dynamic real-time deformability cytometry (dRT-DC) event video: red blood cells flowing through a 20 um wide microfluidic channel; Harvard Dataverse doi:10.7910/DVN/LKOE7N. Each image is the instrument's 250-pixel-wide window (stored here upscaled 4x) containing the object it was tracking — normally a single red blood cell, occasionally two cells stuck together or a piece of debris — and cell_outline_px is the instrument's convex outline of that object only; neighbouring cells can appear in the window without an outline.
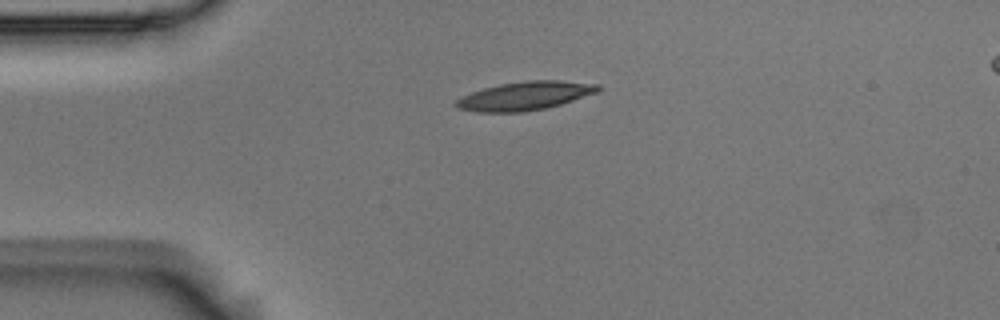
{"species": "Egyptian fruit bat (a non-hibernating species)", "species_latin": "Rousettus aegyptiacus", "temperature_condition": "room temperature", "stored_images_in_passage": 2, "camera_frame_rate_fps": 3000, "um_per_image_px": 0.085, "animal": {"sex": "male"}, "frame": {"image": 1, "passage_image": 1, "time_ms": 0.0, "image_size_px": [1000, 320], "cell_outline_px": [[600, 92], [560, 104], [544, 108], [520, 112], [476, 112], [456, 108], [452, 104], [456, 100], [472, 92], [484, 88], [500, 84], [528, 80], [560, 80], [600, 84]], "centroid_in_image_um": [44.63, 8.14], "position_along_channel_um": 40.4, "area_um2": 23.64}}